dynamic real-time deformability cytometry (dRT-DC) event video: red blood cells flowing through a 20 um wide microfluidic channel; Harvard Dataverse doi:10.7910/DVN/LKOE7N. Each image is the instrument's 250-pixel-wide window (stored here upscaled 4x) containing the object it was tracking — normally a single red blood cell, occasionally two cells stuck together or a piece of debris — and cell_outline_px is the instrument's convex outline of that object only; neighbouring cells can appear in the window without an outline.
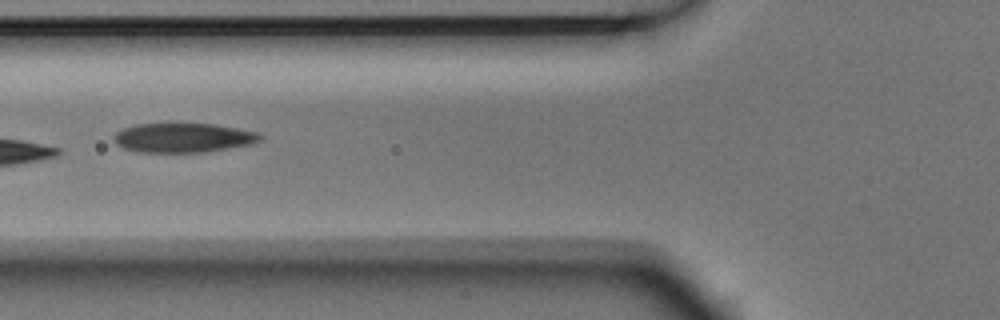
{"species": "Egyptian fruit bat (a non-hibernating species)", "species_latin": "Rousettus aegyptiacus", "temperature_condition": "room temperature", "stored_images_in_passage": 8, "camera_frame_rate_fps": 3000, "um_per_image_px": 0.085, "animal": {"sex": "male"}, "frame": {"image": 1, "passage_image": 6, "time_ms": 1.667, "image_size_px": [1000, 320], "cell_outline_px": [[264, 136], [256, 144], [204, 152], [140, 152], [124, 148], [116, 144], [112, 136], [116, 132], [124, 128], [136, 124], [168, 120], [172, 120], [216, 124], [256, 132]], "centroid_in_image_um": [15.56, 11.65], "position_along_channel_um": 110.2, "area_um2": 26.3}}
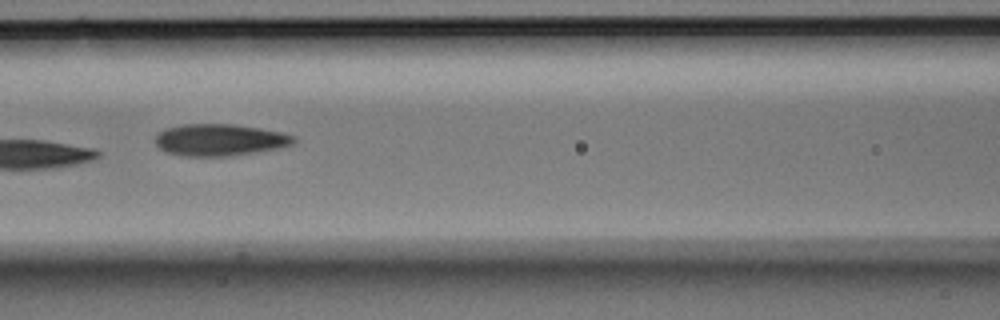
{"frame": {"image": 2, "passage_image": 7, "time_ms": 2.0, "image_size_px": [1000, 320], "cell_outline_px": [[296, 140], [292, 144], [280, 148], [228, 156], [184, 156], [168, 152], [160, 148], [156, 144], [156, 136], [164, 128], [184, 124], [232, 124], [260, 128], [280, 132], [296, 136]], "centroid_in_image_um": [18.69, 11.88], "position_along_channel_um": 147.9, "area_um2": 25.55}}
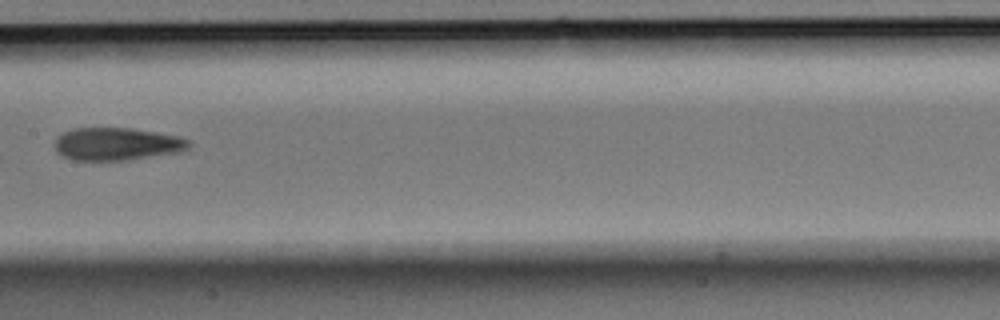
{"frame": {"image": 3, "passage_image": 8, "time_ms": 2.333, "image_size_px": [1000, 320], "cell_outline_px": [[192, 144], [188, 148], [180, 152], [128, 160], [72, 160], [56, 152], [56, 136], [64, 132], [76, 128], [128, 128], [156, 132], [176, 136], [192, 140]], "centroid_in_image_um": [9.96, 12.24], "position_along_channel_um": 197.4, "area_um2": 25.55}}